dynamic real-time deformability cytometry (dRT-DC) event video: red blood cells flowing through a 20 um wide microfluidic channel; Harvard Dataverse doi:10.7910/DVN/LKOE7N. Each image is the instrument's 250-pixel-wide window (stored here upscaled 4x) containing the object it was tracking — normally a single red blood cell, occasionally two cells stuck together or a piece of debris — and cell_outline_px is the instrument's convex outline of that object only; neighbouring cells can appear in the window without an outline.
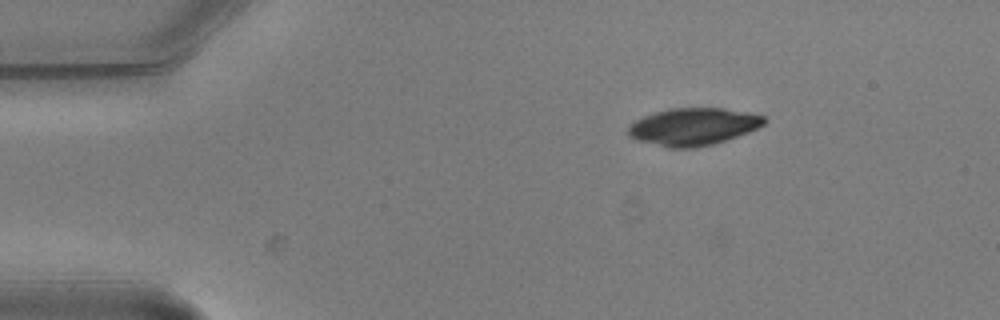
{"species": "common noctule bat (a hibernating species)", "species_latin": "Nyctalus noctula", "temperature_condition": "warm", "stored_images_in_passage": 4, "camera_frame_rate_fps": 3000, "um_per_image_px": 0.085, "animal": {"sex": "male", "body_mass_g": 20.5, "forearm_length_mm": 52.5}, "frame": {"image": 1, "passage_image": 3, "time_ms": 0.667, "image_size_px": [1000, 320], "cell_outline_px": [[768, 120], [764, 124], [748, 132], [712, 144], [696, 148], [668, 148], [636, 140], [628, 136], [628, 128], [636, 120], [644, 116], [668, 108], [724, 108], [748, 112], [764, 116]], "centroid_in_image_um": [58.92, 10.76], "position_along_channel_um": 26.1, "area_um2": 29.54}}